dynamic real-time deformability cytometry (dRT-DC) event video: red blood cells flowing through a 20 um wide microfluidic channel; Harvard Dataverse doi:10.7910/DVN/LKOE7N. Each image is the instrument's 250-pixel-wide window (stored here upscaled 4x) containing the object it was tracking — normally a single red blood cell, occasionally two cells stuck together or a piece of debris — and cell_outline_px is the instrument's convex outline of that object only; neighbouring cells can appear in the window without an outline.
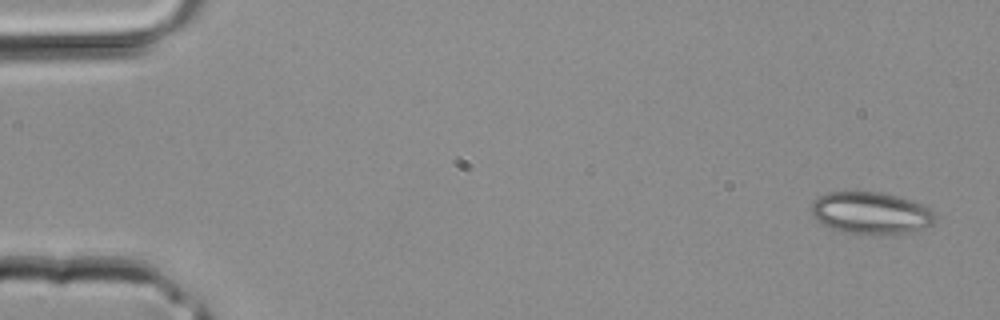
{"species": "common noctule bat (a hibernating species)", "species_latin": "Nyctalus noctula", "temperature_condition": "room temperature", "stored_images_in_passage": 3, "camera_frame_rate_fps": 3000, "um_per_image_px": 0.085, "animal": {"sex": "male", "body_mass_g": 20.4}, "frame": {"image": 1, "passage_image": 3, "time_ms": 0.667, "image_size_px": [1000, 320], "cell_outline_px": [[936, 216], [932, 224], [920, 228], [904, 232], [844, 232], [832, 228], [816, 220], [812, 212], [812, 204], [824, 192], [880, 192], [900, 196], [924, 204]], "centroid_in_image_um": [74.02, 18.05], "position_along_channel_um": 11.0, "area_um2": 29.42}}